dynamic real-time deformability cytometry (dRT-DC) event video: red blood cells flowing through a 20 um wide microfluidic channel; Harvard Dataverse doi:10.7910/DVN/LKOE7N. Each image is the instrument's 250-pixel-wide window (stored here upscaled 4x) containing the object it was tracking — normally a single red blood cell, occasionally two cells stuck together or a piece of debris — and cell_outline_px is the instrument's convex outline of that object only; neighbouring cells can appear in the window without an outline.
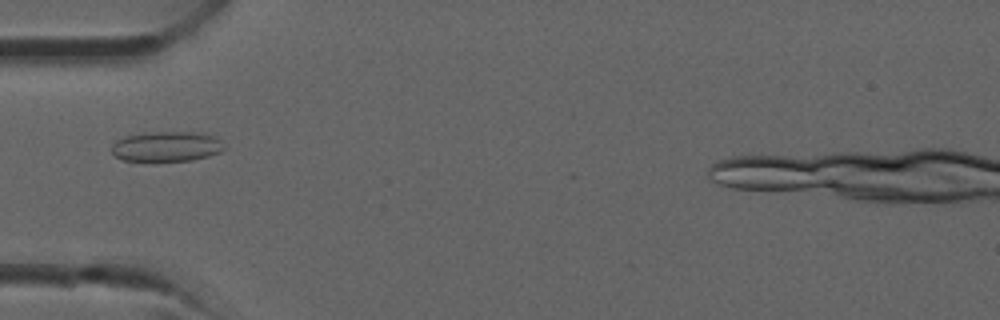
{"species": "common noctule bat (a hibernating species)", "species_latin": "Nyctalus noctula", "temperature_condition": "room temperature", "stored_images_in_passage": 32, "camera_frame_rate_fps": 3000, "um_per_image_px": 0.085, "animal": {"sex": "male", "forearm_length_mm": 52.5}, "frame": {"image": 1, "passage_image": 9, "time_ms": 2.667, "image_size_px": [1000, 320], "cell_outline_px": [[224, 148], [220, 152], [208, 156], [192, 160], [124, 160], [116, 156], [112, 152], [112, 144], [116, 140], [128, 136], [152, 132], [204, 132], [220, 140]], "centroid_in_image_um": [14.18, 12.44], "position_along_channel_um": 70.8, "area_um2": 19.36}}
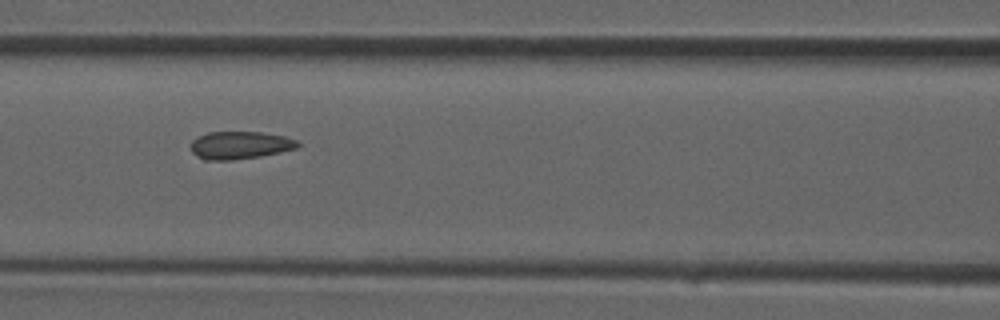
{"frame": {"image": 2, "passage_image": 13, "time_ms": 4.0, "image_size_px": [1000, 320], "cell_outline_px": [[300, 144], [296, 148], [280, 152], [260, 156], [232, 160], [204, 160], [196, 156], [192, 152], [188, 144], [192, 140], [208, 132], [260, 132], [284, 136], [296, 140]], "centroid_in_image_um": [20.34, 12.34], "position_along_channel_um": 146.3, "area_um2": 17.28}}
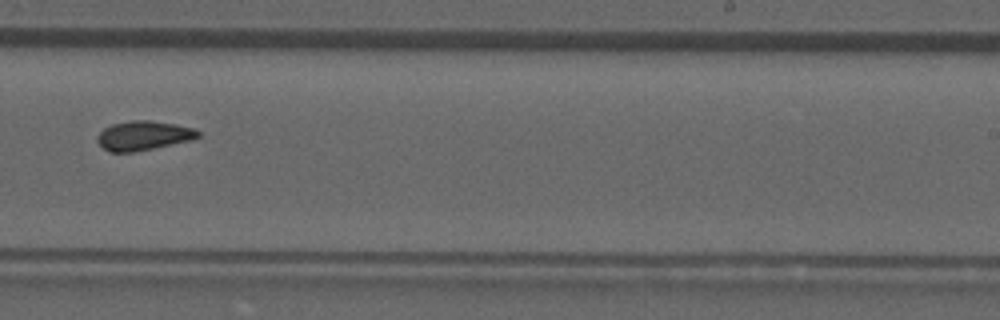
{"frame": {"image": 3, "passage_image": 20, "time_ms": 6.333, "image_size_px": [1000, 320], "cell_outline_px": [[200, 136], [192, 140], [132, 152], [112, 152], [104, 148], [96, 140], [96, 136], [104, 128], [112, 124], [132, 120], [148, 120], [196, 128], [200, 132]], "centroid_in_image_um": [12.2, 11.52], "position_along_channel_um": 276.8, "area_um2": 17.05}}